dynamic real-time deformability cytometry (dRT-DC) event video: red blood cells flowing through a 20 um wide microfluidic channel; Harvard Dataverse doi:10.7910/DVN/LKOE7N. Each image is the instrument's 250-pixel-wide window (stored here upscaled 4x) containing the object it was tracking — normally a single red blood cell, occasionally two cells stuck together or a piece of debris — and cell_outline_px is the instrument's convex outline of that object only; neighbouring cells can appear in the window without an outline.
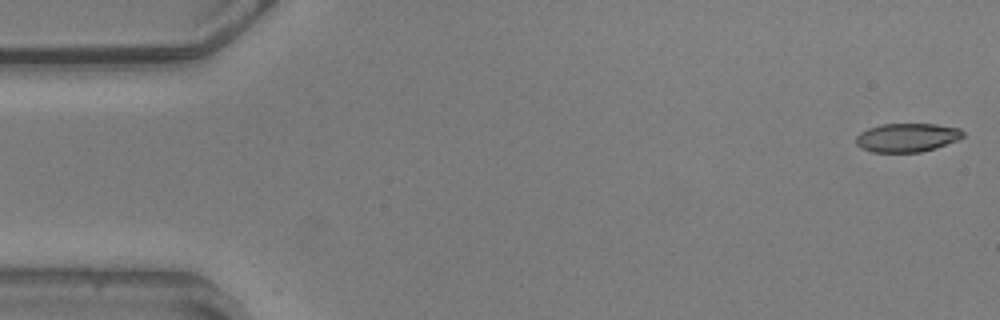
{"species": "common noctule bat (a hibernating species)", "species_latin": "Nyctalus noctula", "temperature_condition": "warm", "stored_images_in_passage": 2, "camera_frame_rate_fps": 3000, "um_per_image_px": 0.085, "animal": {"sex": "male", "body_mass_g": 20.5, "forearm_length_mm": 52.5}, "frame": {"image": 1, "passage_image": 1, "time_ms": 0.0, "image_size_px": [1000, 320], "cell_outline_px": [[964, 136], [956, 140], [936, 148], [920, 152], [872, 152], [860, 148], [856, 144], [856, 136], [860, 132], [868, 128], [880, 124], [936, 124], [960, 128], [964, 132]], "centroid_in_image_um": [77.08, 11.69], "position_along_channel_um": 7.9, "area_um2": 17.98}}